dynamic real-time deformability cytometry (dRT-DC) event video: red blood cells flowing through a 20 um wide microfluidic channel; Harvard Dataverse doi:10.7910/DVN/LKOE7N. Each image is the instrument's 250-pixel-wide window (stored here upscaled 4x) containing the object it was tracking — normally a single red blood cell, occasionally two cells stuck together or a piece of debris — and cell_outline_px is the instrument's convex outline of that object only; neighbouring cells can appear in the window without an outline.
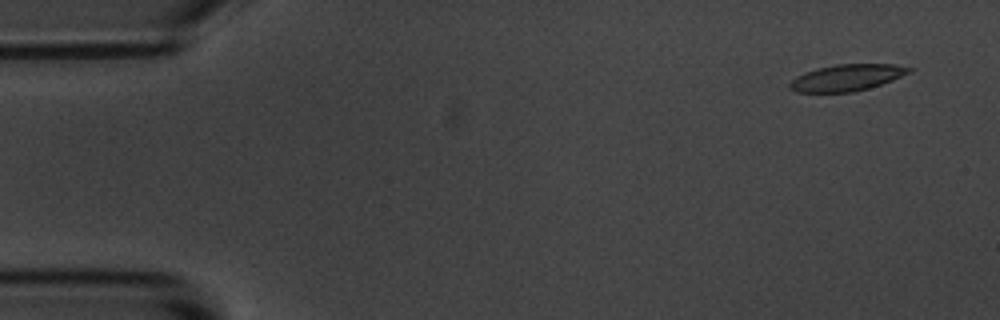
{"species": "common noctule bat (a hibernating species)", "species_latin": "Nyctalus noctula", "temperature_condition": "room temperature", "stored_images_in_passage": 3, "camera_frame_rate_fps": 3000, "um_per_image_px": 0.085, "animal": {"sex": "male", "body_mass_g": 20.1, "forearm_length_mm": 53.5}, "frame": {"image": 1, "passage_image": 1, "time_ms": 0.0, "image_size_px": [1000, 320], "cell_outline_px": [[916, 68], [912, 72], [892, 80], [868, 88], [852, 92], [796, 92], [788, 88], [788, 84], [796, 76], [816, 68], [836, 64], [896, 64]], "centroid_in_image_um": [72.0, 6.59], "position_along_channel_um": 13.0, "area_um2": 18.55}}